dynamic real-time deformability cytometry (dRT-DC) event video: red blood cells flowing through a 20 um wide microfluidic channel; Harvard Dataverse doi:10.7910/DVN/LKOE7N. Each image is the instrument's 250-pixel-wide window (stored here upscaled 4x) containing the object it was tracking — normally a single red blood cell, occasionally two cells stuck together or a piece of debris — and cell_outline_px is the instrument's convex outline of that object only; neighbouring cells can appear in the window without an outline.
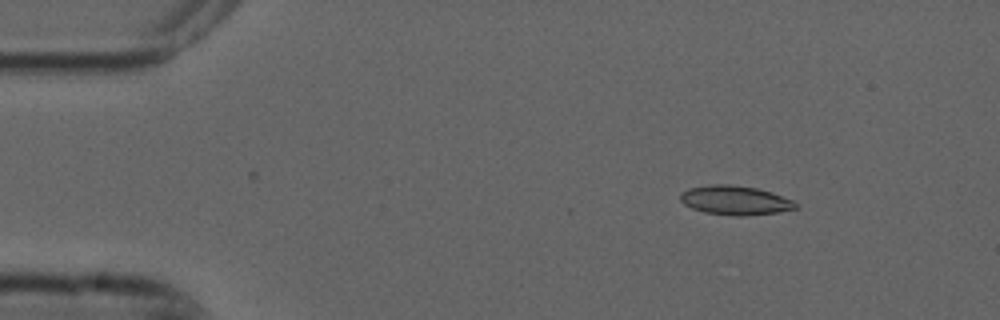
{"species": "common noctule bat (a hibernating species)", "species_latin": "Nyctalus noctula", "temperature_condition": "cold", "stored_images_in_passage": 5, "camera_frame_rate_fps": 3000, "um_per_image_px": 0.085, "animal": {"sex": "male", "forearm_length_mm": 52.5}, "frame": {"image": 1, "passage_image": 2, "time_ms": 0.333, "image_size_px": [1000, 320], "cell_outline_px": [[800, 204], [796, 208], [776, 212], [744, 216], [736, 216], [704, 212], [692, 208], [684, 204], [680, 200], [680, 192], [688, 188], [712, 184], [728, 184], [756, 188], [772, 192], [792, 200]], "centroid_in_image_um": [62.47, 17.02], "position_along_channel_um": 22.5, "area_um2": 19.59}}
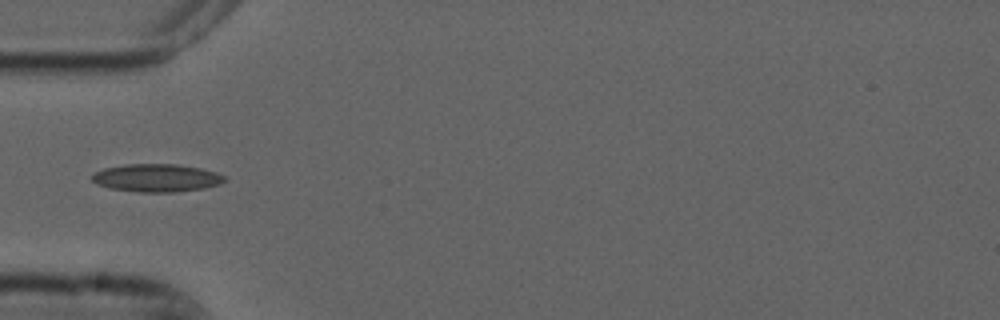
{"frame": {"image": 2, "passage_image": 5, "time_ms": 1.333, "image_size_px": [1000, 320], "cell_outline_px": [[228, 180], [220, 184], [204, 188], [176, 192], [136, 192], [108, 188], [96, 184], [92, 180], [92, 176], [96, 172], [104, 168], [124, 164], [176, 164], [200, 168], [216, 172], [224, 176]], "centroid_in_image_um": [13.31, 15.13], "position_along_channel_um": 71.7, "area_um2": 21.68}}